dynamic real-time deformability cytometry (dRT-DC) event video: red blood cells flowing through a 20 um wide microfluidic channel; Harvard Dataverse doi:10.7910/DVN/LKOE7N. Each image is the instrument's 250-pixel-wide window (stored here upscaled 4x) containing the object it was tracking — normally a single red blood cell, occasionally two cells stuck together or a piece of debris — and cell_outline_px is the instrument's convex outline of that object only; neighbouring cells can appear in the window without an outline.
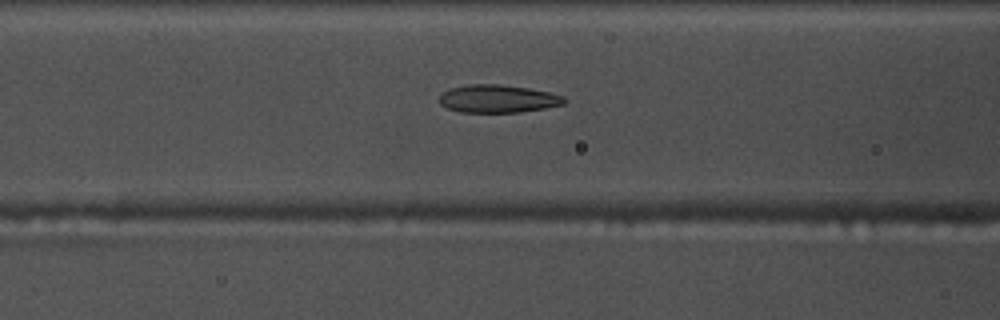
{"species": "common noctule bat (a hibernating species)", "species_latin": "Nyctalus noctula", "temperature_condition": "warm", "stored_images_in_passage": 54, "camera_frame_rate_fps": 3000, "um_per_image_px": 0.085, "animal": {"sex": "male", "body_mass_g": 17.5, "forearm_length_mm": 52.3}, "frame": {"image": 1, "passage_image": 21, "time_ms": 6.667, "image_size_px": [1000, 320], "cell_outline_px": [[568, 100], [564, 104], [544, 108], [520, 112], [460, 112], [448, 108], [440, 104], [440, 96], [444, 92], [452, 88], [468, 84], [500, 84], [528, 88], [548, 92], [564, 96]], "centroid_in_image_um": [42.35, 8.39], "position_along_channel_um": 124.3, "area_um2": 20.17}}
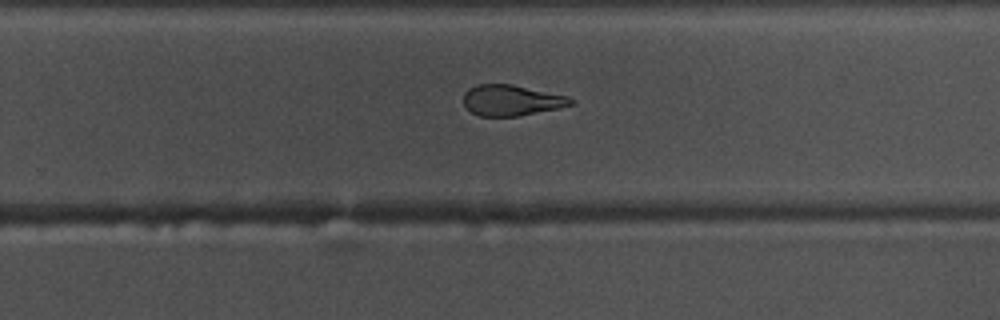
{"frame": {"image": 2, "passage_image": 34, "time_ms": 11.0, "image_size_px": [1000, 320], "cell_outline_px": [[576, 100], [572, 104], [560, 108], [516, 116], [480, 116], [464, 108], [464, 92], [468, 88], [476, 84], [512, 84], [568, 96]], "centroid_in_image_um": [43.46, 8.52], "position_along_channel_um": 286.3, "area_um2": 19.36}}
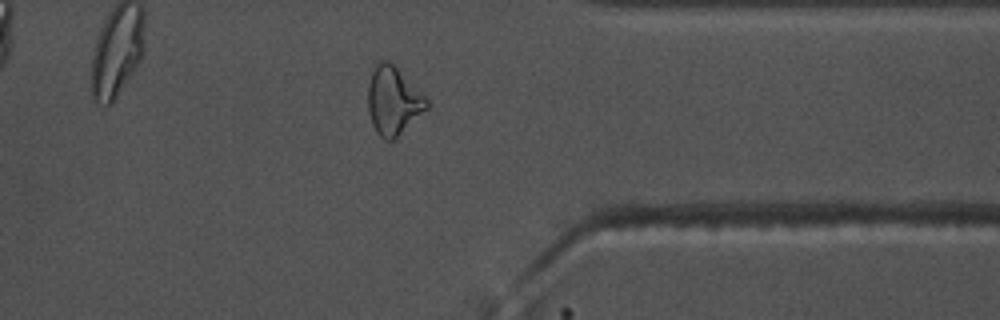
{"frame": {"image": 3, "passage_image": 42, "time_ms": 13.667, "image_size_px": [1000, 320], "cell_outline_px": [[428, 108], [392, 140], [384, 140], [376, 132], [372, 124], [368, 112], [368, 84], [372, 68], [380, 60], [388, 60], [428, 100]], "centroid_in_image_um": [33.38, 8.56], "position_along_channel_um": 378.0, "area_um2": 22.83}, "authors_computed_cell_mechanics": {"area_um2": 20.9525, "velocity_mm_per_s": 3.7502, "shape_relaxation_time_tau1_ms": 6.2389, "shape_relaxation_time_tau2_ms": 1.8554, "deformation_change_tau1": 0.1871, "deformation_change_tau2": 0.0995}}